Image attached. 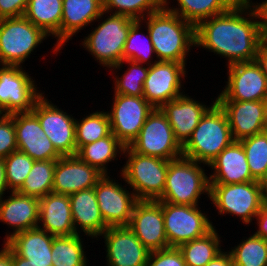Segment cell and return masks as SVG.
I'll use <instances>...</instances> for the list:
<instances>
[{
  "instance_id": "cell-1",
  "label": "cell",
  "mask_w": 267,
  "mask_h": 266,
  "mask_svg": "<svg viewBox=\"0 0 267 266\" xmlns=\"http://www.w3.org/2000/svg\"><path fill=\"white\" fill-rule=\"evenodd\" d=\"M253 7L237 1L226 12L200 22L195 27L196 47L226 58L227 66L255 61L264 41Z\"/></svg>"
},
{
  "instance_id": "cell-2",
  "label": "cell",
  "mask_w": 267,
  "mask_h": 266,
  "mask_svg": "<svg viewBox=\"0 0 267 266\" xmlns=\"http://www.w3.org/2000/svg\"><path fill=\"white\" fill-rule=\"evenodd\" d=\"M140 21L146 25L158 61L187 65L188 53L196 47L194 25L165 7Z\"/></svg>"
},
{
  "instance_id": "cell-3",
  "label": "cell",
  "mask_w": 267,
  "mask_h": 266,
  "mask_svg": "<svg viewBox=\"0 0 267 266\" xmlns=\"http://www.w3.org/2000/svg\"><path fill=\"white\" fill-rule=\"evenodd\" d=\"M233 141L227 116L215 102L182 146L183 156L209 165Z\"/></svg>"
},
{
  "instance_id": "cell-4",
  "label": "cell",
  "mask_w": 267,
  "mask_h": 266,
  "mask_svg": "<svg viewBox=\"0 0 267 266\" xmlns=\"http://www.w3.org/2000/svg\"><path fill=\"white\" fill-rule=\"evenodd\" d=\"M193 159L181 156L169 160L163 195L158 199L174 205H199L200 196L210 198L209 174L205 166Z\"/></svg>"
},
{
  "instance_id": "cell-5",
  "label": "cell",
  "mask_w": 267,
  "mask_h": 266,
  "mask_svg": "<svg viewBox=\"0 0 267 266\" xmlns=\"http://www.w3.org/2000/svg\"><path fill=\"white\" fill-rule=\"evenodd\" d=\"M98 19L96 21H101V23L93 27L87 37L84 36L81 45L95 58L98 65L107 67L109 70L123 61V49L130 27L137 20L125 15L106 12H103Z\"/></svg>"
},
{
  "instance_id": "cell-6",
  "label": "cell",
  "mask_w": 267,
  "mask_h": 266,
  "mask_svg": "<svg viewBox=\"0 0 267 266\" xmlns=\"http://www.w3.org/2000/svg\"><path fill=\"white\" fill-rule=\"evenodd\" d=\"M123 156L126 164L120 170L121 181L127 183L138 200L157 201L164 192L169 160L138 154L129 146Z\"/></svg>"
},
{
  "instance_id": "cell-7",
  "label": "cell",
  "mask_w": 267,
  "mask_h": 266,
  "mask_svg": "<svg viewBox=\"0 0 267 266\" xmlns=\"http://www.w3.org/2000/svg\"><path fill=\"white\" fill-rule=\"evenodd\" d=\"M218 215L235 216L245 225H253L256 215L266 202L259 182L210 184V198Z\"/></svg>"
},
{
  "instance_id": "cell-8",
  "label": "cell",
  "mask_w": 267,
  "mask_h": 266,
  "mask_svg": "<svg viewBox=\"0 0 267 266\" xmlns=\"http://www.w3.org/2000/svg\"><path fill=\"white\" fill-rule=\"evenodd\" d=\"M48 38L24 16L0 19V65L24 66L31 52Z\"/></svg>"
},
{
  "instance_id": "cell-9",
  "label": "cell",
  "mask_w": 267,
  "mask_h": 266,
  "mask_svg": "<svg viewBox=\"0 0 267 266\" xmlns=\"http://www.w3.org/2000/svg\"><path fill=\"white\" fill-rule=\"evenodd\" d=\"M161 207L169 247L178 248L183 243L206 235L215 227L199 205L161 202Z\"/></svg>"
},
{
  "instance_id": "cell-10",
  "label": "cell",
  "mask_w": 267,
  "mask_h": 266,
  "mask_svg": "<svg viewBox=\"0 0 267 266\" xmlns=\"http://www.w3.org/2000/svg\"><path fill=\"white\" fill-rule=\"evenodd\" d=\"M141 155L173 160L183 156L182 146L175 139L173 129L160 108L147 116L137 138L129 146Z\"/></svg>"
},
{
  "instance_id": "cell-11",
  "label": "cell",
  "mask_w": 267,
  "mask_h": 266,
  "mask_svg": "<svg viewBox=\"0 0 267 266\" xmlns=\"http://www.w3.org/2000/svg\"><path fill=\"white\" fill-rule=\"evenodd\" d=\"M23 66L0 65V111L2 114L31 112L45 93Z\"/></svg>"
},
{
  "instance_id": "cell-12",
  "label": "cell",
  "mask_w": 267,
  "mask_h": 266,
  "mask_svg": "<svg viewBox=\"0 0 267 266\" xmlns=\"http://www.w3.org/2000/svg\"><path fill=\"white\" fill-rule=\"evenodd\" d=\"M32 112L38 117L42 130L61 156L77 154L76 118L53 104L45 94L35 102Z\"/></svg>"
},
{
  "instance_id": "cell-13",
  "label": "cell",
  "mask_w": 267,
  "mask_h": 266,
  "mask_svg": "<svg viewBox=\"0 0 267 266\" xmlns=\"http://www.w3.org/2000/svg\"><path fill=\"white\" fill-rule=\"evenodd\" d=\"M112 99L107 111L111 132L125 147L130 146L154 107L143 96L113 94Z\"/></svg>"
},
{
  "instance_id": "cell-14",
  "label": "cell",
  "mask_w": 267,
  "mask_h": 266,
  "mask_svg": "<svg viewBox=\"0 0 267 266\" xmlns=\"http://www.w3.org/2000/svg\"><path fill=\"white\" fill-rule=\"evenodd\" d=\"M186 66L174 61H158L150 65L143 86V97L154 108H161L165 103L185 94L183 83L188 73Z\"/></svg>"
},
{
  "instance_id": "cell-15",
  "label": "cell",
  "mask_w": 267,
  "mask_h": 266,
  "mask_svg": "<svg viewBox=\"0 0 267 266\" xmlns=\"http://www.w3.org/2000/svg\"><path fill=\"white\" fill-rule=\"evenodd\" d=\"M227 68L226 85L215 101L267 100V78L255 61L235 63Z\"/></svg>"
},
{
  "instance_id": "cell-16",
  "label": "cell",
  "mask_w": 267,
  "mask_h": 266,
  "mask_svg": "<svg viewBox=\"0 0 267 266\" xmlns=\"http://www.w3.org/2000/svg\"><path fill=\"white\" fill-rule=\"evenodd\" d=\"M110 176L104 175L94 187L101 215L109 227L128 226L139 200L126 182L122 186Z\"/></svg>"
},
{
  "instance_id": "cell-17",
  "label": "cell",
  "mask_w": 267,
  "mask_h": 266,
  "mask_svg": "<svg viewBox=\"0 0 267 266\" xmlns=\"http://www.w3.org/2000/svg\"><path fill=\"white\" fill-rule=\"evenodd\" d=\"M104 238L107 266H145L150 251L128 226L108 227Z\"/></svg>"
},
{
  "instance_id": "cell-18",
  "label": "cell",
  "mask_w": 267,
  "mask_h": 266,
  "mask_svg": "<svg viewBox=\"0 0 267 266\" xmlns=\"http://www.w3.org/2000/svg\"><path fill=\"white\" fill-rule=\"evenodd\" d=\"M128 227L150 252L169 248L161 201L139 200Z\"/></svg>"
},
{
  "instance_id": "cell-19",
  "label": "cell",
  "mask_w": 267,
  "mask_h": 266,
  "mask_svg": "<svg viewBox=\"0 0 267 266\" xmlns=\"http://www.w3.org/2000/svg\"><path fill=\"white\" fill-rule=\"evenodd\" d=\"M225 112L234 141L264 132L267 100L216 101Z\"/></svg>"
},
{
  "instance_id": "cell-20",
  "label": "cell",
  "mask_w": 267,
  "mask_h": 266,
  "mask_svg": "<svg viewBox=\"0 0 267 266\" xmlns=\"http://www.w3.org/2000/svg\"><path fill=\"white\" fill-rule=\"evenodd\" d=\"M13 121L19 151L35 161L57 160L61 157L32 111L14 113Z\"/></svg>"
},
{
  "instance_id": "cell-21",
  "label": "cell",
  "mask_w": 267,
  "mask_h": 266,
  "mask_svg": "<svg viewBox=\"0 0 267 266\" xmlns=\"http://www.w3.org/2000/svg\"><path fill=\"white\" fill-rule=\"evenodd\" d=\"M104 176L96 167L83 162L77 155L61 156L54 170L52 193L70 195L96 186Z\"/></svg>"
},
{
  "instance_id": "cell-22",
  "label": "cell",
  "mask_w": 267,
  "mask_h": 266,
  "mask_svg": "<svg viewBox=\"0 0 267 266\" xmlns=\"http://www.w3.org/2000/svg\"><path fill=\"white\" fill-rule=\"evenodd\" d=\"M188 94H183L172 101L165 103L160 109L166 115L170 123L175 139L183 146L191 137L202 116L216 102L211 101V105H205L192 98Z\"/></svg>"
},
{
  "instance_id": "cell-23",
  "label": "cell",
  "mask_w": 267,
  "mask_h": 266,
  "mask_svg": "<svg viewBox=\"0 0 267 266\" xmlns=\"http://www.w3.org/2000/svg\"><path fill=\"white\" fill-rule=\"evenodd\" d=\"M210 184H235L256 181L250 172L246 153L239 141H233L207 166Z\"/></svg>"
},
{
  "instance_id": "cell-24",
  "label": "cell",
  "mask_w": 267,
  "mask_h": 266,
  "mask_svg": "<svg viewBox=\"0 0 267 266\" xmlns=\"http://www.w3.org/2000/svg\"><path fill=\"white\" fill-rule=\"evenodd\" d=\"M9 196L0 198V222L7 224L13 231L6 232L3 242L12 235L36 228L39 222V199L10 192ZM6 199H5V198Z\"/></svg>"
},
{
  "instance_id": "cell-25",
  "label": "cell",
  "mask_w": 267,
  "mask_h": 266,
  "mask_svg": "<svg viewBox=\"0 0 267 266\" xmlns=\"http://www.w3.org/2000/svg\"><path fill=\"white\" fill-rule=\"evenodd\" d=\"M69 199L76 233L98 240L109 226L101 215L94 187L70 194Z\"/></svg>"
},
{
  "instance_id": "cell-26",
  "label": "cell",
  "mask_w": 267,
  "mask_h": 266,
  "mask_svg": "<svg viewBox=\"0 0 267 266\" xmlns=\"http://www.w3.org/2000/svg\"><path fill=\"white\" fill-rule=\"evenodd\" d=\"M37 227L55 237L77 234L72 220L69 195L49 193L39 199Z\"/></svg>"
},
{
  "instance_id": "cell-27",
  "label": "cell",
  "mask_w": 267,
  "mask_h": 266,
  "mask_svg": "<svg viewBox=\"0 0 267 266\" xmlns=\"http://www.w3.org/2000/svg\"><path fill=\"white\" fill-rule=\"evenodd\" d=\"M103 12V0H62L61 50L80 30L93 25Z\"/></svg>"
},
{
  "instance_id": "cell-28",
  "label": "cell",
  "mask_w": 267,
  "mask_h": 266,
  "mask_svg": "<svg viewBox=\"0 0 267 266\" xmlns=\"http://www.w3.org/2000/svg\"><path fill=\"white\" fill-rule=\"evenodd\" d=\"M52 234L39 227L12 235L5 243L20 257L37 266H52Z\"/></svg>"
},
{
  "instance_id": "cell-29",
  "label": "cell",
  "mask_w": 267,
  "mask_h": 266,
  "mask_svg": "<svg viewBox=\"0 0 267 266\" xmlns=\"http://www.w3.org/2000/svg\"><path fill=\"white\" fill-rule=\"evenodd\" d=\"M24 17L48 36L55 38L52 54L61 50L62 0H29Z\"/></svg>"
},
{
  "instance_id": "cell-30",
  "label": "cell",
  "mask_w": 267,
  "mask_h": 266,
  "mask_svg": "<svg viewBox=\"0 0 267 266\" xmlns=\"http://www.w3.org/2000/svg\"><path fill=\"white\" fill-rule=\"evenodd\" d=\"M125 146L111 132L108 136L97 141L83 145L77 156L90 166L96 167L104 175H109L108 163L116 161L123 156ZM120 155V156H119Z\"/></svg>"
},
{
  "instance_id": "cell-31",
  "label": "cell",
  "mask_w": 267,
  "mask_h": 266,
  "mask_svg": "<svg viewBox=\"0 0 267 266\" xmlns=\"http://www.w3.org/2000/svg\"><path fill=\"white\" fill-rule=\"evenodd\" d=\"M176 6L165 0V8L195 27L202 21L226 12L238 0H176ZM178 5V6H177Z\"/></svg>"
},
{
  "instance_id": "cell-32",
  "label": "cell",
  "mask_w": 267,
  "mask_h": 266,
  "mask_svg": "<svg viewBox=\"0 0 267 266\" xmlns=\"http://www.w3.org/2000/svg\"><path fill=\"white\" fill-rule=\"evenodd\" d=\"M220 236L214 227L206 235L181 244L178 249L182 252L186 266H205L221 253L224 249Z\"/></svg>"
},
{
  "instance_id": "cell-33",
  "label": "cell",
  "mask_w": 267,
  "mask_h": 266,
  "mask_svg": "<svg viewBox=\"0 0 267 266\" xmlns=\"http://www.w3.org/2000/svg\"><path fill=\"white\" fill-rule=\"evenodd\" d=\"M81 234L57 236L52 241V266H88Z\"/></svg>"
},
{
  "instance_id": "cell-34",
  "label": "cell",
  "mask_w": 267,
  "mask_h": 266,
  "mask_svg": "<svg viewBox=\"0 0 267 266\" xmlns=\"http://www.w3.org/2000/svg\"><path fill=\"white\" fill-rule=\"evenodd\" d=\"M126 63L128 64V67L126 71H124V74L121 75L117 73L116 75L115 72H119V70L121 71L122 69L120 68H123V65ZM109 69L111 72L113 70L115 73V77L113 76L114 94L143 96V86L145 79L147 78L149 65L145 66V64L135 61L123 60Z\"/></svg>"
},
{
  "instance_id": "cell-35",
  "label": "cell",
  "mask_w": 267,
  "mask_h": 266,
  "mask_svg": "<svg viewBox=\"0 0 267 266\" xmlns=\"http://www.w3.org/2000/svg\"><path fill=\"white\" fill-rule=\"evenodd\" d=\"M142 25L144 24L140 20H137L130 27L123 49V60L135 61L150 66L158 62V60L149 32L147 28ZM142 27L146 29L147 34L141 32ZM153 56L154 58L156 57V60L153 59Z\"/></svg>"
},
{
  "instance_id": "cell-36",
  "label": "cell",
  "mask_w": 267,
  "mask_h": 266,
  "mask_svg": "<svg viewBox=\"0 0 267 266\" xmlns=\"http://www.w3.org/2000/svg\"><path fill=\"white\" fill-rule=\"evenodd\" d=\"M56 162L57 160L34 161L32 169L17 192L38 199L52 193Z\"/></svg>"
},
{
  "instance_id": "cell-37",
  "label": "cell",
  "mask_w": 267,
  "mask_h": 266,
  "mask_svg": "<svg viewBox=\"0 0 267 266\" xmlns=\"http://www.w3.org/2000/svg\"><path fill=\"white\" fill-rule=\"evenodd\" d=\"M89 114V115H88ZM79 120L76 118L75 135L77 151L83 146L97 141L111 133L107 111L89 113Z\"/></svg>"
},
{
  "instance_id": "cell-38",
  "label": "cell",
  "mask_w": 267,
  "mask_h": 266,
  "mask_svg": "<svg viewBox=\"0 0 267 266\" xmlns=\"http://www.w3.org/2000/svg\"><path fill=\"white\" fill-rule=\"evenodd\" d=\"M245 239L228 251L234 266H267V242L255 234Z\"/></svg>"
},
{
  "instance_id": "cell-39",
  "label": "cell",
  "mask_w": 267,
  "mask_h": 266,
  "mask_svg": "<svg viewBox=\"0 0 267 266\" xmlns=\"http://www.w3.org/2000/svg\"><path fill=\"white\" fill-rule=\"evenodd\" d=\"M164 6L165 0H103L104 12L125 15L134 20H142Z\"/></svg>"
},
{
  "instance_id": "cell-40",
  "label": "cell",
  "mask_w": 267,
  "mask_h": 266,
  "mask_svg": "<svg viewBox=\"0 0 267 266\" xmlns=\"http://www.w3.org/2000/svg\"><path fill=\"white\" fill-rule=\"evenodd\" d=\"M246 153L252 177L259 181L267 170V132H261L239 141Z\"/></svg>"
},
{
  "instance_id": "cell-41",
  "label": "cell",
  "mask_w": 267,
  "mask_h": 266,
  "mask_svg": "<svg viewBox=\"0 0 267 266\" xmlns=\"http://www.w3.org/2000/svg\"><path fill=\"white\" fill-rule=\"evenodd\" d=\"M34 161L30 156L19 150L4 158L6 181L10 192H17L22 187Z\"/></svg>"
},
{
  "instance_id": "cell-42",
  "label": "cell",
  "mask_w": 267,
  "mask_h": 266,
  "mask_svg": "<svg viewBox=\"0 0 267 266\" xmlns=\"http://www.w3.org/2000/svg\"><path fill=\"white\" fill-rule=\"evenodd\" d=\"M17 150L13 114H2L0 116V159L6 158Z\"/></svg>"
},
{
  "instance_id": "cell-43",
  "label": "cell",
  "mask_w": 267,
  "mask_h": 266,
  "mask_svg": "<svg viewBox=\"0 0 267 266\" xmlns=\"http://www.w3.org/2000/svg\"><path fill=\"white\" fill-rule=\"evenodd\" d=\"M145 266H186V263L177 247H169L151 251Z\"/></svg>"
},
{
  "instance_id": "cell-44",
  "label": "cell",
  "mask_w": 267,
  "mask_h": 266,
  "mask_svg": "<svg viewBox=\"0 0 267 266\" xmlns=\"http://www.w3.org/2000/svg\"><path fill=\"white\" fill-rule=\"evenodd\" d=\"M29 0H0V19L24 16Z\"/></svg>"
},
{
  "instance_id": "cell-45",
  "label": "cell",
  "mask_w": 267,
  "mask_h": 266,
  "mask_svg": "<svg viewBox=\"0 0 267 266\" xmlns=\"http://www.w3.org/2000/svg\"><path fill=\"white\" fill-rule=\"evenodd\" d=\"M247 5L254 8L258 16V21L263 37L267 34V0H262L261 2L256 3L252 0H241Z\"/></svg>"
},
{
  "instance_id": "cell-46",
  "label": "cell",
  "mask_w": 267,
  "mask_h": 266,
  "mask_svg": "<svg viewBox=\"0 0 267 266\" xmlns=\"http://www.w3.org/2000/svg\"><path fill=\"white\" fill-rule=\"evenodd\" d=\"M258 229L254 232L255 235L263 238L267 242V201L261 207V210L255 217Z\"/></svg>"
},
{
  "instance_id": "cell-47",
  "label": "cell",
  "mask_w": 267,
  "mask_h": 266,
  "mask_svg": "<svg viewBox=\"0 0 267 266\" xmlns=\"http://www.w3.org/2000/svg\"><path fill=\"white\" fill-rule=\"evenodd\" d=\"M255 62L260 66L261 71L267 78V44L264 41L258 48Z\"/></svg>"
},
{
  "instance_id": "cell-48",
  "label": "cell",
  "mask_w": 267,
  "mask_h": 266,
  "mask_svg": "<svg viewBox=\"0 0 267 266\" xmlns=\"http://www.w3.org/2000/svg\"><path fill=\"white\" fill-rule=\"evenodd\" d=\"M205 266H234L230 253L223 250Z\"/></svg>"
},
{
  "instance_id": "cell-49",
  "label": "cell",
  "mask_w": 267,
  "mask_h": 266,
  "mask_svg": "<svg viewBox=\"0 0 267 266\" xmlns=\"http://www.w3.org/2000/svg\"><path fill=\"white\" fill-rule=\"evenodd\" d=\"M0 249V266H13V250L3 242Z\"/></svg>"
},
{
  "instance_id": "cell-50",
  "label": "cell",
  "mask_w": 267,
  "mask_h": 266,
  "mask_svg": "<svg viewBox=\"0 0 267 266\" xmlns=\"http://www.w3.org/2000/svg\"><path fill=\"white\" fill-rule=\"evenodd\" d=\"M5 192L8 194L10 191L6 181L4 159H0V198L6 194Z\"/></svg>"
},
{
  "instance_id": "cell-51",
  "label": "cell",
  "mask_w": 267,
  "mask_h": 266,
  "mask_svg": "<svg viewBox=\"0 0 267 266\" xmlns=\"http://www.w3.org/2000/svg\"><path fill=\"white\" fill-rule=\"evenodd\" d=\"M13 266H37V265L30 263V260L18 256L13 251Z\"/></svg>"
},
{
  "instance_id": "cell-52",
  "label": "cell",
  "mask_w": 267,
  "mask_h": 266,
  "mask_svg": "<svg viewBox=\"0 0 267 266\" xmlns=\"http://www.w3.org/2000/svg\"><path fill=\"white\" fill-rule=\"evenodd\" d=\"M258 182L262 190L263 197L265 201H267V170L265 171V174L259 179Z\"/></svg>"
},
{
  "instance_id": "cell-53",
  "label": "cell",
  "mask_w": 267,
  "mask_h": 266,
  "mask_svg": "<svg viewBox=\"0 0 267 266\" xmlns=\"http://www.w3.org/2000/svg\"><path fill=\"white\" fill-rule=\"evenodd\" d=\"M265 132H267V113H266V124H265V129H264Z\"/></svg>"
},
{
  "instance_id": "cell-54",
  "label": "cell",
  "mask_w": 267,
  "mask_h": 266,
  "mask_svg": "<svg viewBox=\"0 0 267 266\" xmlns=\"http://www.w3.org/2000/svg\"><path fill=\"white\" fill-rule=\"evenodd\" d=\"M264 42L267 44V34L264 36Z\"/></svg>"
}]
</instances>
